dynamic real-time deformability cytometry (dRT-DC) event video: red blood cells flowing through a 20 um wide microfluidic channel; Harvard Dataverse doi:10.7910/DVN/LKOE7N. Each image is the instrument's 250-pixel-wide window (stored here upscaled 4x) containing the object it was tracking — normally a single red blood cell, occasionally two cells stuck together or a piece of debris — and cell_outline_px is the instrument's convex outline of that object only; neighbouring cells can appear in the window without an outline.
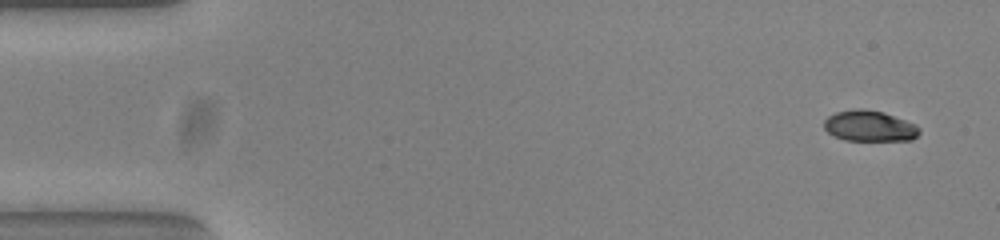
{"species": "common noctule bat (a hibernating species)", "species_latin": "Nyctalus noctula", "temperature_condition": "warm", "stored_images_in_passage": 52, "camera_frame_rate_fps": 3000, "um_per_image_px": 0.085, "animal": {"sex": "female", "body_mass_g": 23.0, "forearm_length_mm": 53.4}, "frame": {"image": 1, "passage_image": 1, "time_ms": 0.0, "image_size_px": [1000, 240], "cell_outline_px": [[920, 132], [912, 140], [844, 140], [832, 136], [824, 128], [824, 120], [828, 116], [836, 112], [856, 108], [864, 108], [884, 112], [916, 124], [920, 128]], "centroid_in_image_um": [73.9, 10.7], "position_along_channel_um": 11.1, "area_um2": 17.28}}
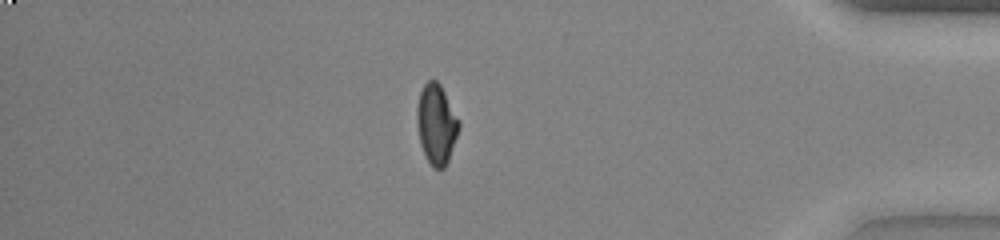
{"frame": {"image": 2, "passage_image": 44, "time_ms": 14.333, "image_size_px": [1000, 240], "cell_outline_px": [[460, 128], [448, 160], [444, 168], [432, 168], [420, 144], [416, 120], [416, 108], [420, 92], [424, 84], [428, 80], [436, 80], [440, 84], [460, 120]], "centroid_in_image_um": [37.09, 10.54], "position_along_channel_um": 398.1, "area_um2": 19.59}}
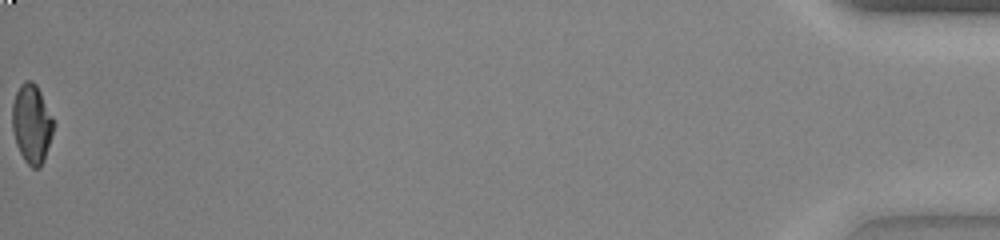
{"frame": {"image": 3, "passage_image": 52, "time_ms": 17.0, "image_size_px": [1000, 240], "cell_outline_px": [[56, 124], [44, 160], [40, 168], [32, 168], [24, 160], [16, 144], [12, 128], [12, 104], [16, 92], [20, 84], [24, 80], [32, 80], [36, 84]], "centroid_in_image_um": [2.7, 10.52], "position_along_channel_um": 432.5, "area_um2": 19.19}, "authors_computed_cell_mechanics": {"area_um2": 19.2185, "velocity_mm_per_s": 3.8481, "shape_relaxation_time_tau1_ms": 6.3507, "shape_relaxation_time_tau2_ms": 1.5329, "deformation_change_tau1": 0.2495, "deformation_change_tau2": 0.0531}}